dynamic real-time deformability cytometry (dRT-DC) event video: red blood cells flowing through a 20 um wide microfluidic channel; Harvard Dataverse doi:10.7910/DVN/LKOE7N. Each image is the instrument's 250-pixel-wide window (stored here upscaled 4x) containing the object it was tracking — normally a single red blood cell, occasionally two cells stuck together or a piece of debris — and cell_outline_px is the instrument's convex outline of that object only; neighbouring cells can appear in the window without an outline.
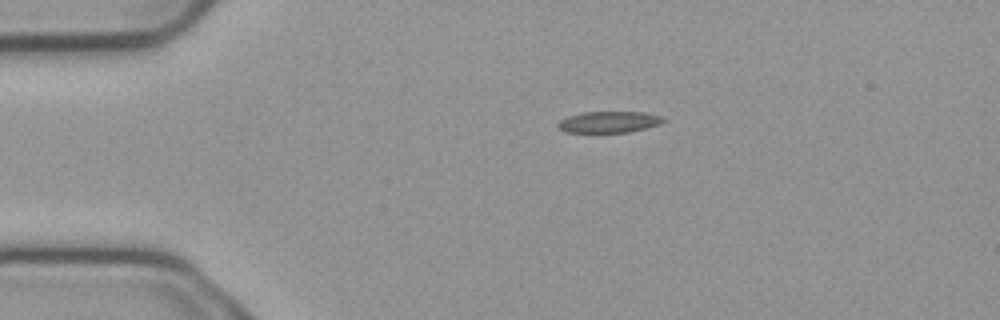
{"species": "common noctule bat (a hibernating species)", "species_latin": "Nyctalus noctula", "temperature_condition": "cold", "stored_images_in_passage": 3, "camera_frame_rate_fps": 3000, "um_per_image_px": 0.085, "animal": {"sex": "male", "body_mass_g": 23.1, "forearm_length_mm": 52.7}, "frame": {"image": 1, "passage_image": 1, "time_ms": 0.0, "image_size_px": [1000, 320], "cell_outline_px": [[664, 120], [660, 124], [628, 132], [568, 132], [560, 128], [556, 124], [560, 120], [568, 116], [584, 112], [644, 112], [660, 116]], "centroid_in_image_um": [51.74, 10.36], "position_along_channel_um": 33.3, "area_um2": 12.83}}
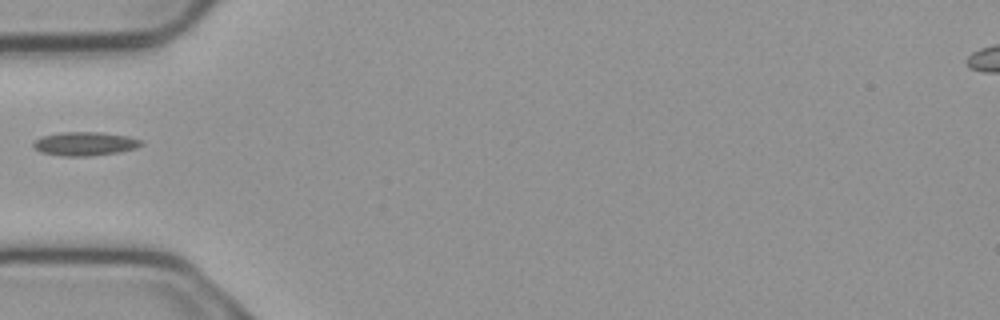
{"frame": {"image": 2, "passage_image": 3, "time_ms": 0.667, "image_size_px": [1000, 320], "cell_outline_px": [[144, 144], [136, 148], [116, 152], [88, 156], [64, 156], [40, 152], [32, 144], [40, 136], [60, 132], [100, 132], [128, 136], [144, 140]], "centroid_in_image_um": [7.23, 12.2], "position_along_channel_um": 77.8, "area_um2": 14.91}}